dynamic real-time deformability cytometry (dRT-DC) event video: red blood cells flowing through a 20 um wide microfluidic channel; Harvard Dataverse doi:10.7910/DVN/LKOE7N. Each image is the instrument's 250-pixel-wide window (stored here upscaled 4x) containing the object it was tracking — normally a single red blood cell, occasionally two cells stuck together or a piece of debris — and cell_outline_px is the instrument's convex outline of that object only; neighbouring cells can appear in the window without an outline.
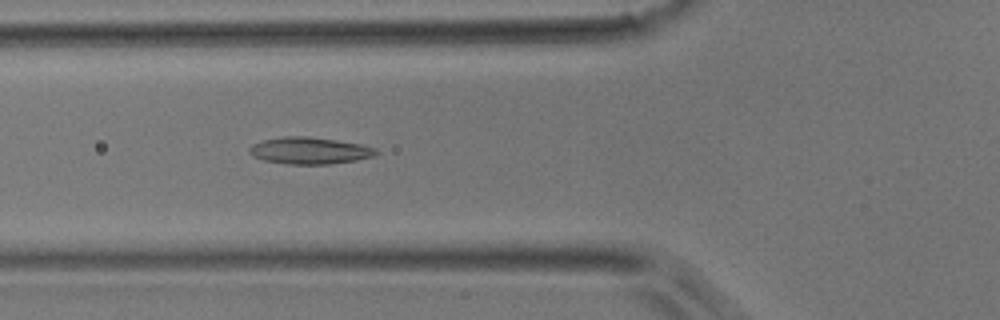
{"species": "common noctule bat (a hibernating species)", "species_latin": "Nyctalus noctula", "temperature_condition": "room temperature", "stored_images_in_passage": 33, "camera_frame_rate_fps": 3000, "um_per_image_px": 0.085, "animal": {"sex": "male", "body_mass_g": 17.9}, "frame": {"image": 1, "passage_image": 9, "time_ms": 2.667, "image_size_px": [1000, 320], "cell_outline_px": [[380, 152], [376, 156], [356, 160], [332, 164], [288, 164], [264, 160], [252, 156], [248, 152], [248, 148], [252, 144], [264, 140], [284, 136], [308, 136], [336, 140], [360, 144], [376, 148]], "centroid_in_image_um": [26.33, 12.8], "position_along_channel_um": 99.5, "area_um2": 19.94}}
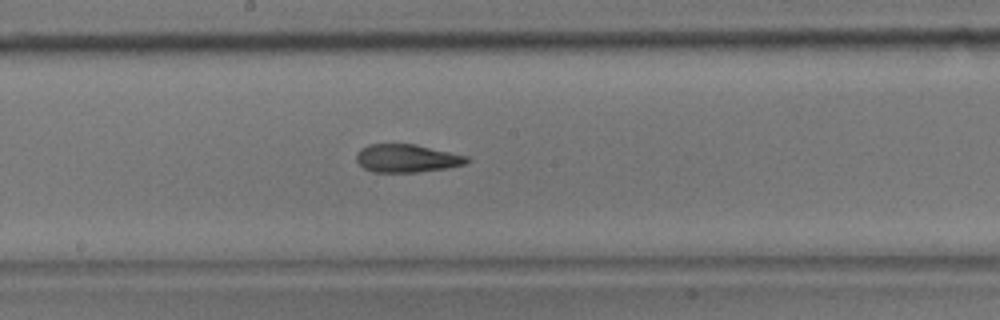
{"frame": {"image": 2, "passage_image": 17, "time_ms": 5.333, "image_size_px": [1000, 320], "cell_outline_px": [[472, 160], [464, 164], [448, 168], [420, 172], [372, 172], [364, 168], [356, 160], [356, 156], [360, 148], [368, 144], [416, 144], [468, 156]], "centroid_in_image_um": [34.6, 13.45], "position_along_channel_um": 213.6, "area_um2": 18.21}}
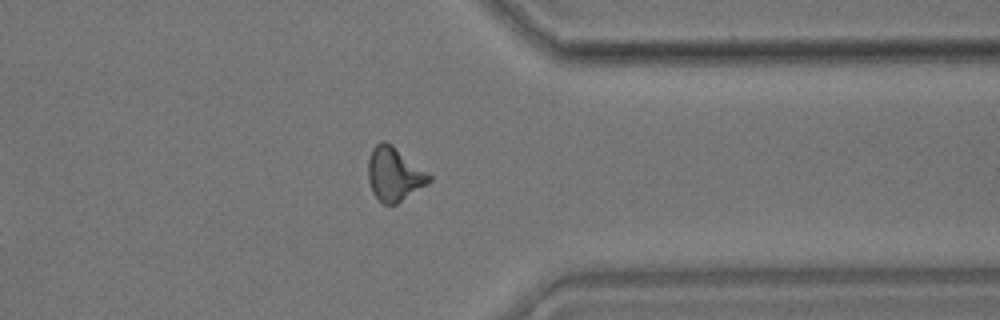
{"frame": {"image": 3, "passage_image": 29, "time_ms": 9.333, "image_size_px": [1000, 320], "cell_outline_px": [[432, 180], [396, 204], [384, 204], [372, 192], [368, 180], [368, 160], [372, 148], [380, 140], [384, 140], [392, 144], [432, 176]], "centroid_in_image_um": [33.48, 14.77], "position_along_channel_um": 377.9, "area_um2": 18.9}}